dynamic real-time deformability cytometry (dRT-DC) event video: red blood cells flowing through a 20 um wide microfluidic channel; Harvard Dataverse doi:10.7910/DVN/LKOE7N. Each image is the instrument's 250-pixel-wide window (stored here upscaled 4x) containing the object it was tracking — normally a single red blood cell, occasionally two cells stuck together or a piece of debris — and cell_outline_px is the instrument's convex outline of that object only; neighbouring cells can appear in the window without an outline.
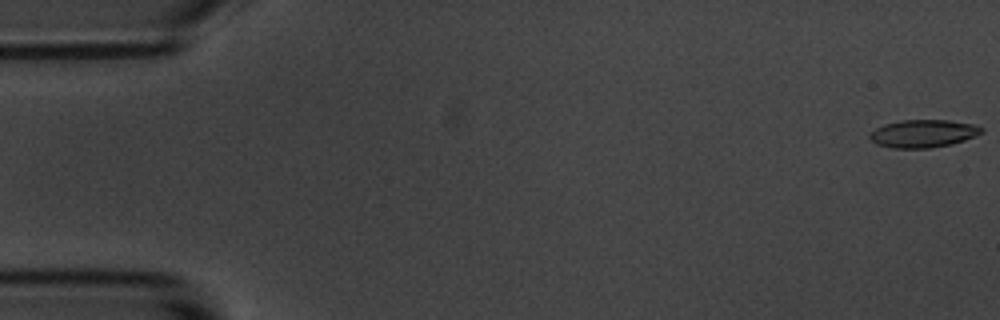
{"species": "common noctule bat (a hibernating species)", "species_latin": "Nyctalus noctula", "temperature_condition": "room temperature", "stored_images_in_passage": 56, "camera_frame_rate_fps": 3000, "um_per_image_px": 0.085, "animal": {"sex": "male", "body_mass_g": 20.1, "forearm_length_mm": 53.5}, "frame": {"image": 1, "passage_image": 1, "time_ms": 0.0, "image_size_px": [1000, 320], "cell_outline_px": [[984, 132], [976, 136], [952, 144], [928, 148], [892, 148], [876, 144], [868, 136], [876, 128], [884, 124], [900, 120], [948, 120], [976, 124], [984, 128]], "centroid_in_image_um": [78.51, 11.34], "position_along_channel_um": 6.5, "area_um2": 18.21}}
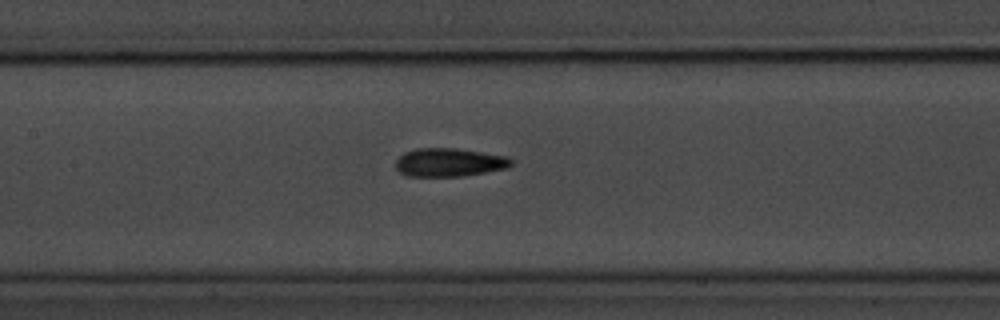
{"frame": {"image": 2, "passage_image": 26, "time_ms": 8.333, "image_size_px": [1000, 320], "cell_outline_px": [[512, 164], [508, 168], [464, 176], [408, 176], [400, 172], [396, 168], [396, 160], [404, 152], [416, 148], [456, 148], [508, 156], [512, 160]], "centroid_in_image_um": [38.2, 13.8], "position_along_channel_um": 169.2, "area_um2": 19.19}}
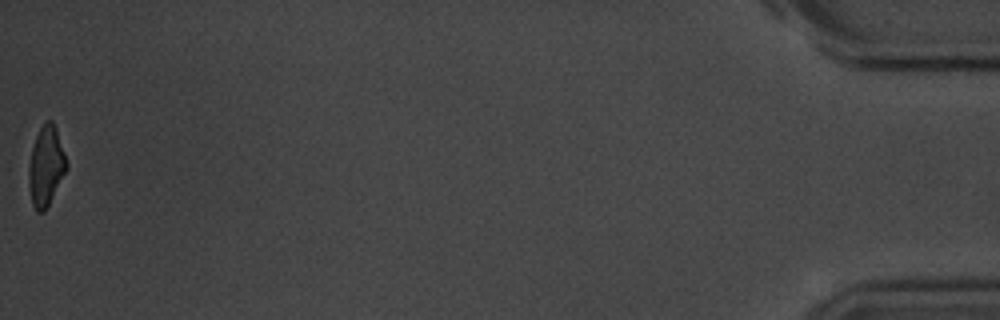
{"frame": {"image": 3, "passage_image": 56, "time_ms": 18.333, "image_size_px": [1000, 320], "cell_outline_px": [[68, 168], [44, 212], [36, 212], [32, 204], [28, 184], [28, 168], [32, 148], [36, 136], [44, 120], [52, 120], [56, 128], [68, 164]], "centroid_in_image_um": [3.9, 14.12], "position_along_channel_um": 431.3, "area_um2": 17.57}, "authors_computed_cell_mechanics": {"area_um2": 18.5827, "velocity_mm_per_s": 3.6109, "shape_relaxation_time_tau1_ms": 4.1929, "shape_relaxation_time_tau2_ms": 3.9863, "deformation_change_tau1": 0.1543, "deformation_change_tau2": 0.1045}}